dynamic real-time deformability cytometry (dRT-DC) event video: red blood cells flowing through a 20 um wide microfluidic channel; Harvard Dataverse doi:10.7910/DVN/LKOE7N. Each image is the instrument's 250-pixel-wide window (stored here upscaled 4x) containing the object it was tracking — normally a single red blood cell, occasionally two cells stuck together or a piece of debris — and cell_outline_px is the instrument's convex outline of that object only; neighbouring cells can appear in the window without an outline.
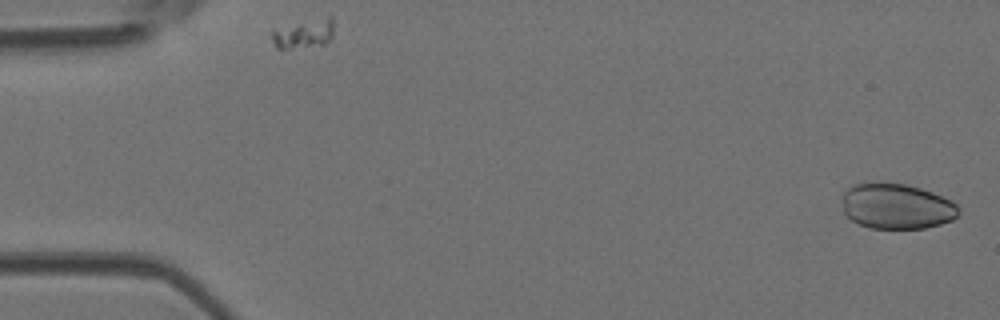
{"species": "Egyptian fruit bat (a non-hibernating species)", "species_latin": "Rousettus aegyptiacus", "temperature_condition": "room temperature", "stored_images_in_passage": 8, "camera_frame_rate_fps": 3000, "um_per_image_px": 0.085, "animal": {"sex": "female"}, "frame": {"image": 1, "passage_image": 1, "time_ms": 0.0, "image_size_px": [1000, 320], "cell_outline_px": [[960, 212], [952, 220], [940, 224], [924, 228], [872, 228], [860, 224], [852, 220], [844, 212], [844, 192], [852, 184], [872, 180], [880, 180], [904, 184], [920, 188], [932, 192], [952, 200], [960, 208]], "centroid_in_image_um": [76.22, 17.49], "position_along_channel_um": 8.8, "area_um2": 31.21}}
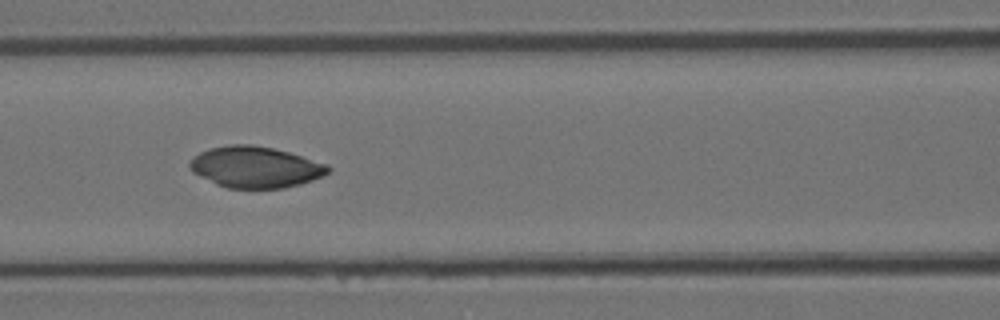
{"frame": {"image": 2, "passage_image": 6, "time_ms": 1.667, "image_size_px": [1000, 320], "cell_outline_px": [[332, 168], [324, 176], [300, 184], [284, 188], [228, 188], [216, 184], [192, 172], [188, 164], [200, 152], [208, 148], [232, 144], [252, 144], [272, 148], [288, 152], [328, 164]], "centroid_in_image_um": [21.72, 14.2], "position_along_channel_um": 144.9, "area_um2": 33.18}}
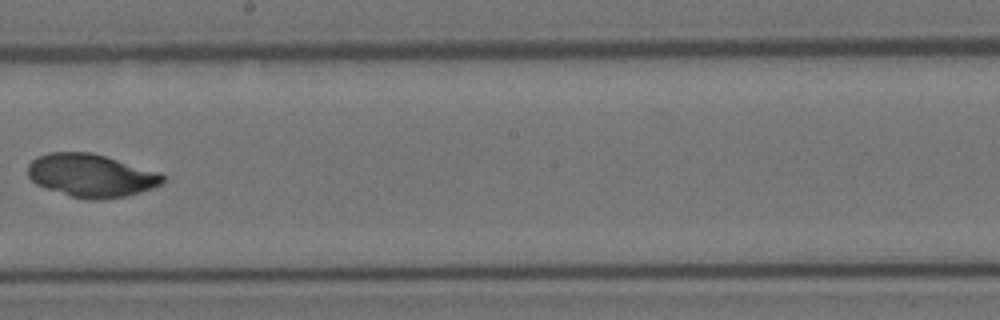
{"frame": {"image": 3, "passage_image": 8, "time_ms": 2.333, "image_size_px": [1000, 320], "cell_outline_px": [[164, 180], [160, 184], [152, 188], [128, 196], [100, 200], [88, 200], [72, 196], [36, 184], [28, 176], [28, 164], [36, 156], [48, 152], [92, 152], [160, 172], [164, 176]], "centroid_in_image_um": [7.75, 14.91], "position_along_channel_um": 240.5, "area_um2": 33.87}}